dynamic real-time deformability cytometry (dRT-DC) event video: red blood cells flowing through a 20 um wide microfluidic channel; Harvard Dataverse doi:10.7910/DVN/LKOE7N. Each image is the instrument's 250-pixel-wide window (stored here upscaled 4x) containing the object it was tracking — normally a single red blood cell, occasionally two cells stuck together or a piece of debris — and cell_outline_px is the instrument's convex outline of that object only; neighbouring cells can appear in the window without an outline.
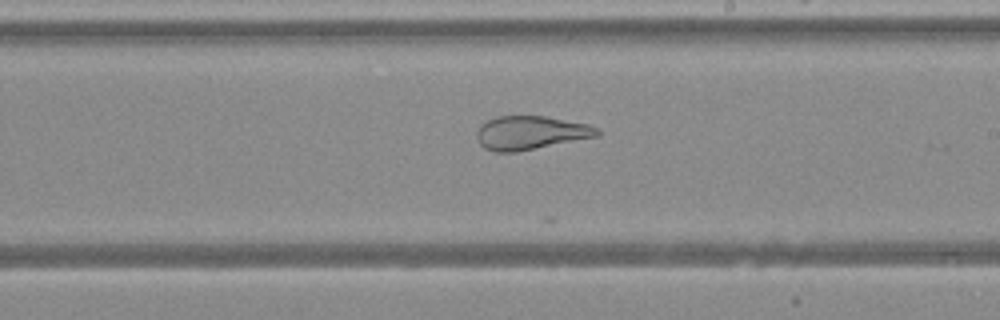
{"species": "Egyptian fruit bat (a non-hibernating species)", "species_latin": "Rousettus aegyptiacus", "temperature_condition": "warm", "stored_images_in_passage": 27, "camera_frame_rate_fps": 3000, "um_per_image_px": 0.085, "animal": {"sex": "female"}, "frame": {"image": 1, "passage_image": 21, "time_ms": 6.667, "image_size_px": [1000, 320], "cell_outline_px": [[600, 136], [516, 152], [492, 152], [484, 148], [480, 144], [476, 136], [476, 132], [480, 124], [496, 116], [544, 116], [588, 124], [600, 128]], "centroid_in_image_um": [45.1, 11.29], "position_along_channel_um": 243.9, "area_um2": 23.81}}